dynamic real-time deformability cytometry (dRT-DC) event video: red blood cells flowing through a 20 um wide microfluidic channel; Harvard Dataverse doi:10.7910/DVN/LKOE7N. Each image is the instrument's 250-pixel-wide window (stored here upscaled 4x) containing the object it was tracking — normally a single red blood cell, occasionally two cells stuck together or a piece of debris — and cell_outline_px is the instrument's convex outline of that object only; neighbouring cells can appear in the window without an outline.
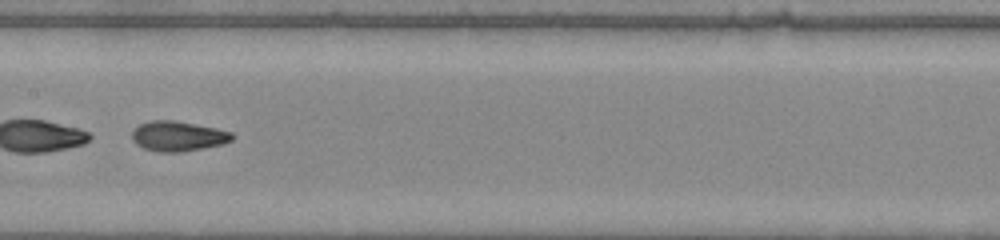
{"species": "common noctule bat (a hibernating species)", "species_latin": "Nyctalus noctula", "temperature_condition": "warm", "stored_images_in_passage": 50, "segment_of_instrument_passage": [2, 2], "camera_frame_rate_fps": 3000, "um_per_image_px": 0.085, "animal": {"sex": "male", "body_mass_g": 20.0, "forearm_length_mm": 53.3}, "frame": {"image": 1, "passage_image": 26, "time_ms": 8.333, "image_size_px": [1000, 240], "cell_outline_px": [[236, 136], [232, 140], [220, 144], [180, 152], [160, 152], [144, 148], [136, 144], [132, 140], [132, 132], [140, 124], [152, 120], [176, 120], [216, 128], [232, 132]], "centroid_in_image_um": [15.13, 11.56], "position_along_channel_um": 192.3, "area_um2": 17.4}}